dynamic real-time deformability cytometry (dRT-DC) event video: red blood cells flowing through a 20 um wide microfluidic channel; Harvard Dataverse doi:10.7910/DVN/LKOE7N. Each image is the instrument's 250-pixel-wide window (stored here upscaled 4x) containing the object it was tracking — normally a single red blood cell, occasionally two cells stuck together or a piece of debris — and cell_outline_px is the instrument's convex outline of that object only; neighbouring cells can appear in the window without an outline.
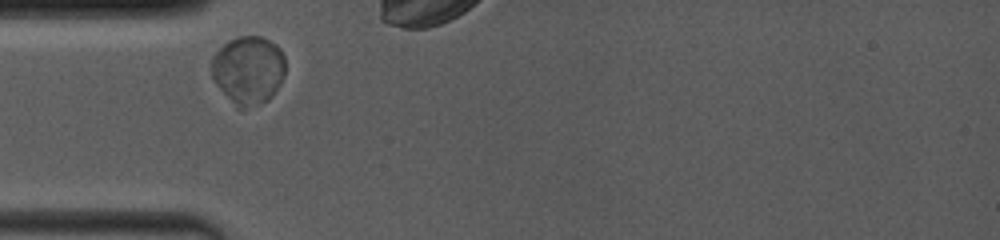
{"species": "common noctule bat (a hibernating species)", "species_latin": "Nyctalus noctula", "temperature_condition": "room temperature", "stored_images_in_passage": 29, "camera_frame_rate_fps": 4000, "um_per_image_px": 0.085, "animal": {"sex": "female", "body_mass_g": 19.0, "forearm_length_mm": 53.3}, "frame": {"image": 1, "passage_image": 1, "time_ms": 0.0, "image_size_px": [1000, 240], "cell_outline_px": [[284, 76], [268, 100], [260, 104], [244, 108], [236, 108], [212, 80], [212, 56], [224, 44], [240, 36], [260, 36], [276, 44], [280, 48], [284, 56]], "centroid_in_image_um": [21.09, 5.96], "position_along_channel_um": 63.9, "area_um2": 29.25}}
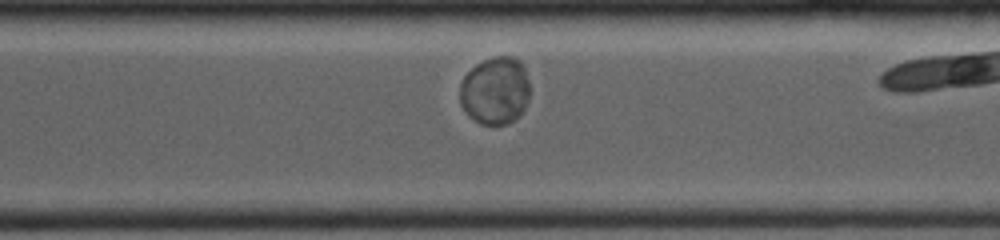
{"frame": {"image": 2, "passage_image": 20, "time_ms": 7.0, "image_size_px": [1000, 240], "cell_outline_px": [[528, 100], [520, 116], [516, 120], [508, 124], [480, 124], [472, 120], [468, 116], [460, 104], [460, 84], [464, 76], [476, 64], [492, 56], [512, 56], [520, 60], [524, 68], [528, 80]], "centroid_in_image_um": [42.08, 7.72], "position_along_channel_um": 328.5, "area_um2": 27.86}}
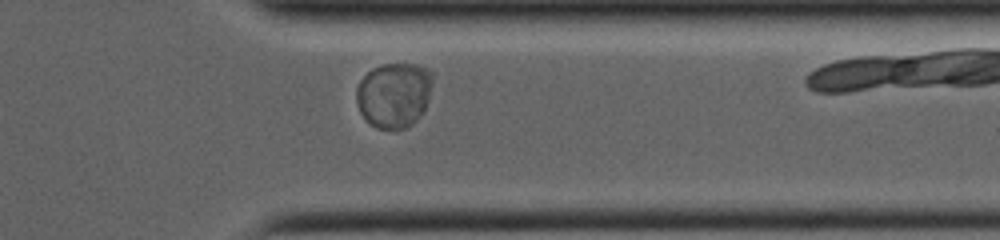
{"frame": {"image": 3, "passage_image": 24, "time_ms": 8.25, "image_size_px": [1000, 240], "cell_outline_px": [[432, 80], [428, 96], [424, 108], [416, 120], [412, 124], [404, 128], [376, 128], [360, 112], [356, 100], [356, 88], [360, 80], [372, 68], [384, 64], [416, 64], [428, 68], [432, 72]], "centroid_in_image_um": [33.47, 8.03], "position_along_channel_um": 377.9, "area_um2": 28.61}}